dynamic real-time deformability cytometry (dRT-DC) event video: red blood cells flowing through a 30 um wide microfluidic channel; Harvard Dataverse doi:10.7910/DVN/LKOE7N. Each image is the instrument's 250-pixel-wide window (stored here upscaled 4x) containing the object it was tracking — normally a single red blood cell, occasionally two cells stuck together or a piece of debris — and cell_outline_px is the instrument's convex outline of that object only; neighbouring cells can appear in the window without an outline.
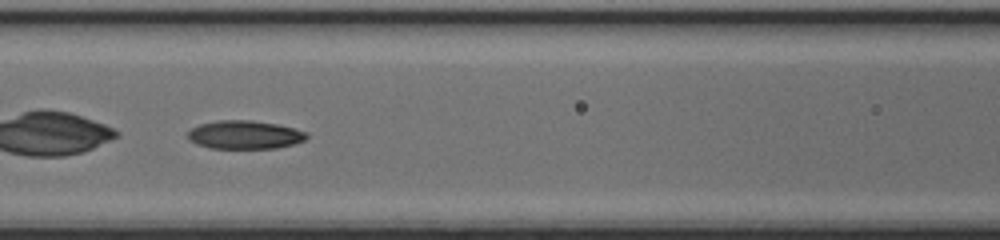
{"species": "common noctule bat (a hibernating species)", "species_latin": "Nyctalus noctula", "temperature_condition": "cold", "stored_images_in_passage": 47, "camera_frame_rate_fps": 3000, "um_per_image_px": 0.085, "animal": {"sex": "female", "body_mass_g": 17.0, "forearm_length_mm": 48.0}, "frame": {"image": 1, "passage_image": 21, "time_ms": 6.667, "image_size_px": [1000, 240], "cell_outline_px": [[308, 136], [304, 140], [292, 144], [276, 148], [212, 148], [196, 144], [188, 140], [188, 132], [192, 128], [200, 124], [220, 120], [252, 120], [276, 124], [308, 132]], "centroid_in_image_um": [20.78, 11.45], "position_along_channel_um": 145.8, "area_um2": 19.54}}
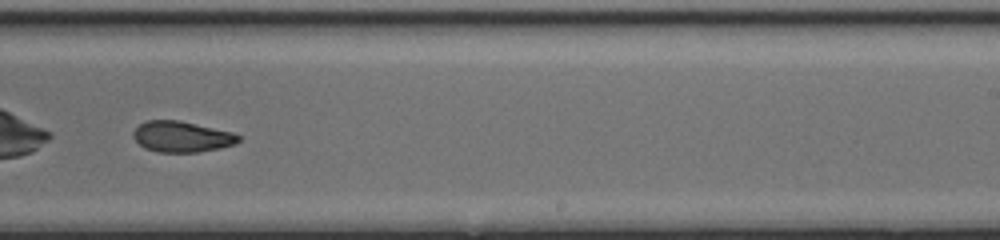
{"frame": {"image": 2, "passage_image": 30, "time_ms": 9.667, "image_size_px": [1000, 240], "cell_outline_px": [[240, 140], [236, 144], [220, 148], [196, 152], [160, 152], [144, 148], [132, 136], [132, 132], [140, 124], [148, 120], [180, 120], [232, 132], [240, 136]], "centroid_in_image_um": [15.45, 11.61], "position_along_channel_um": 273.5, "area_um2": 18.9}}
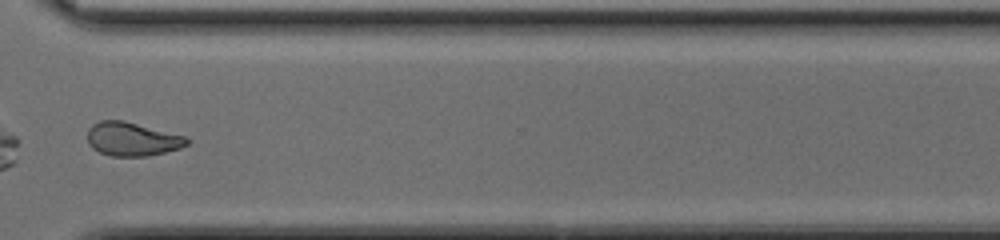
{"frame": {"image": 3, "passage_image": 36, "time_ms": 11.667, "image_size_px": [1000, 240], "cell_outline_px": [[188, 144], [180, 148], [148, 156], [112, 156], [100, 152], [92, 148], [88, 144], [88, 128], [92, 124], [100, 120], [124, 120], [188, 136]], "centroid_in_image_um": [11.24, 11.81], "position_along_channel_um": 359.4, "area_um2": 19.71}, "authors_computed_cell_mechanics": {"area_um2": 20.808, "velocity_mm_per_s": 4.2842, "shape_relaxation_time_tau1_ms": null, "shape_relaxation_time_tau2_ms": 4.4511, "deformation_change_tau1": null, "deformation_change_tau2": 0.1151}}